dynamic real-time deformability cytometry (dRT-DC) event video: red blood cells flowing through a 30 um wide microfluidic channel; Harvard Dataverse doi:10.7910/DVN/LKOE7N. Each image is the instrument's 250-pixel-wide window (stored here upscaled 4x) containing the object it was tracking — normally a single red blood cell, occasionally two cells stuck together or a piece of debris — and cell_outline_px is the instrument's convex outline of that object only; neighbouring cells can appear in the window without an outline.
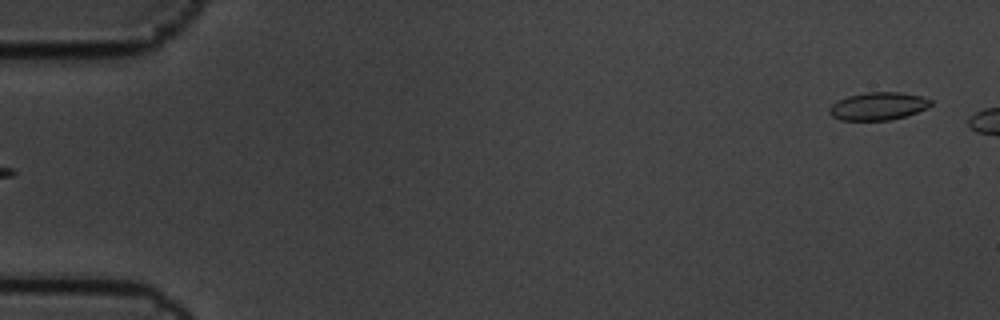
{"species": "common noctule bat (a hibernating species)", "species_latin": "Nyctalus noctula", "temperature_condition": "cold", "stored_images_in_passage": 4, "segment_of_instrument_passage": [2, 2], "camera_frame_rate_fps": 3000, "um_per_image_px": 0.085, "animal": {"sex": "male", "body_mass_g": 19.5, "forearm_length_mm": 54.6}, "frame": {"image": 1, "passage_image": 4, "time_ms": 1.0, "image_size_px": [1000, 320], "cell_outline_px": [[932, 104], [928, 108], [892, 120], [840, 120], [832, 116], [828, 112], [828, 108], [836, 100], [848, 96], [868, 92], [900, 92], [920, 96], [932, 100]], "centroid_in_image_um": [74.62, 9.02], "position_along_channel_um": 10.4, "area_um2": 16.47}}